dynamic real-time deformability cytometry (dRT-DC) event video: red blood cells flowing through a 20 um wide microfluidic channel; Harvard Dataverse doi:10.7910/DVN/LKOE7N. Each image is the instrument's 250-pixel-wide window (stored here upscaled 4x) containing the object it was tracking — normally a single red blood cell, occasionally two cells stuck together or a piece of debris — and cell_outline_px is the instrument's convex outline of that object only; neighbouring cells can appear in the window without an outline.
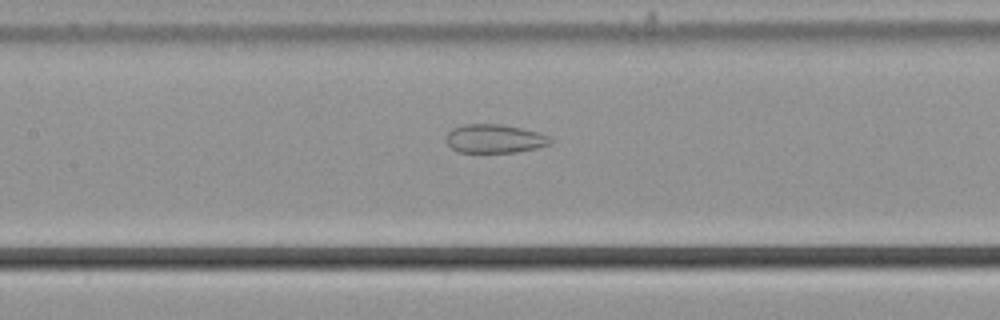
{"species": "common noctule bat (a hibernating species)", "species_latin": "Nyctalus noctula", "temperature_condition": "cold", "stored_images_in_passage": 35, "camera_frame_rate_fps": 3000, "um_per_image_px": 0.085, "animal": {"sex": "male", "body_mass_g": 21.5, "forearm_length_mm": 52.0}, "frame": {"image": 1, "passage_image": 16, "time_ms": 5.0, "image_size_px": [1000, 320], "cell_outline_px": [[552, 144], [536, 148], [516, 152], [460, 152], [452, 148], [448, 144], [448, 132], [452, 128], [464, 124], [500, 124], [540, 132], [548, 136], [552, 140]], "centroid_in_image_um": [42.08, 11.78], "position_along_channel_um": 165.3, "area_um2": 17.28}}
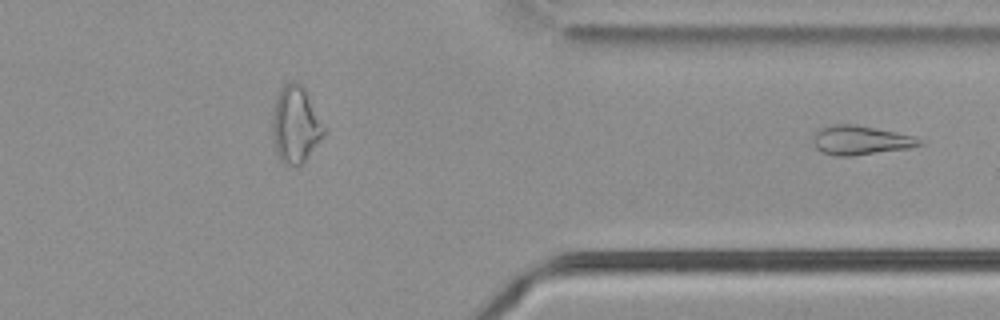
{"frame": {"image": 2, "passage_image": 35, "time_ms": 11.333, "image_size_px": [1000, 320], "cell_outline_px": [[924, 144], [908, 148], [852, 156], [836, 156], [824, 152], [816, 148], [812, 140], [812, 136], [820, 128], [832, 124], [852, 124], [896, 132], [916, 136], [924, 140]], "centroid_in_image_um": [73.16, 11.92], "position_along_channel_um": 338.2, "area_um2": 18.09}}